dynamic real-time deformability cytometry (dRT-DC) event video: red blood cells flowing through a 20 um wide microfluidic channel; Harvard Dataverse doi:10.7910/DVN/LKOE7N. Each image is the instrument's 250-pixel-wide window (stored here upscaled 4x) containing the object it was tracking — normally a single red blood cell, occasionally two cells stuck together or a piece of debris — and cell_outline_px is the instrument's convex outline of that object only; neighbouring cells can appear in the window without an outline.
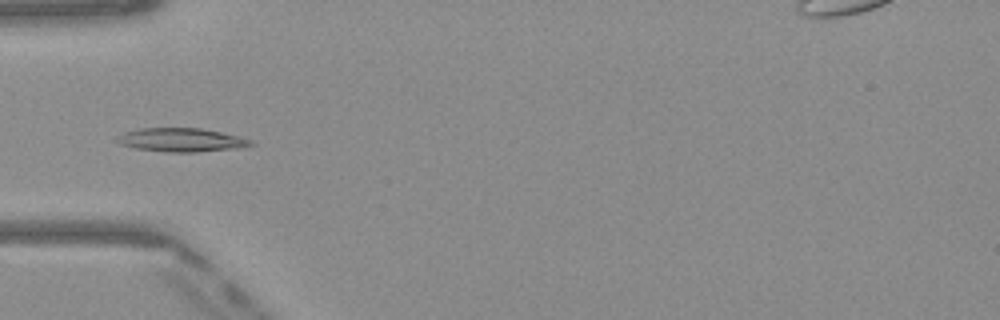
{"species": "Egyptian fruit bat (a non-hibernating species)", "species_latin": "Rousettus aegyptiacus", "temperature_condition": "warm", "stored_images_in_passage": 36, "camera_frame_rate_fps": 3000, "um_per_image_px": 0.085, "frame": {"image": 1, "passage_image": 3, "time_ms": 0.667, "image_size_px": [1000, 320], "cell_outline_px": [[256, 144], [240, 148], [196, 152], [164, 152], [136, 148], [120, 144], [116, 140], [116, 136], [124, 132], [140, 128], [200, 128], [220, 132], [252, 140]], "centroid_in_image_um": [15.4, 11.9], "position_along_channel_um": 69.6, "area_um2": 18.44}}
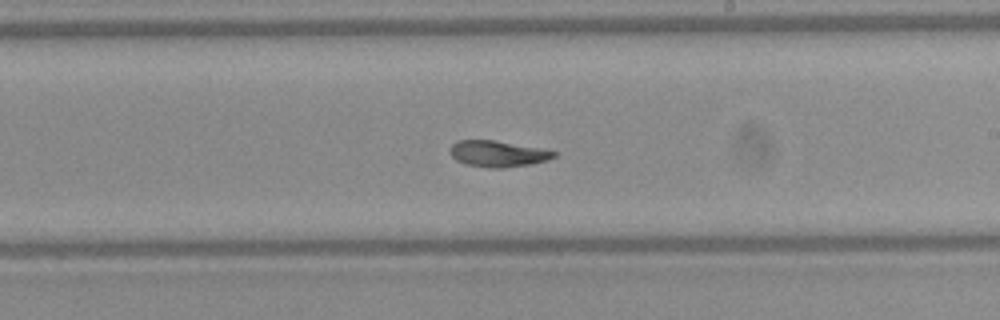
{"frame": {"image": 2, "passage_image": 16, "time_ms": 5.0, "image_size_px": [1000, 320], "cell_outline_px": [[556, 156], [548, 160], [528, 164], [504, 168], [492, 168], [464, 164], [456, 160], [448, 152], [448, 148], [456, 140], [496, 140], [556, 152]], "centroid_in_image_um": [42.22, 13.06], "position_along_channel_um": 246.8, "area_um2": 15.78}}
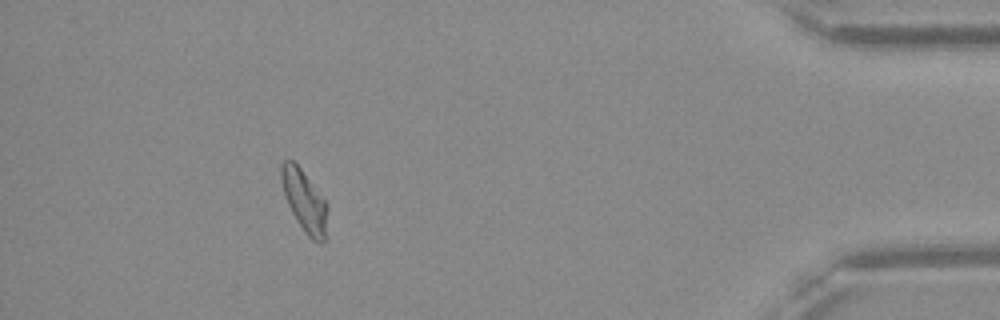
{"frame": {"image": 3, "passage_image": 32, "time_ms": 10.333, "image_size_px": [1000, 320], "cell_outline_px": [[328, 208], [324, 244], [320, 244], [312, 240], [304, 232], [292, 212], [288, 204], [284, 192], [280, 176], [280, 164], [284, 160], [292, 160], [300, 168], [328, 204]], "centroid_in_image_um": [25.89, 17.1], "position_along_channel_um": 409.3, "area_um2": 16.47}, "authors_computed_cell_mechanics": {"area_um2": 16.2418, "velocity_mm_per_s": 4.075, "shape_relaxation_time_tau1_ms": 8.203, "shape_relaxation_time_tau2_ms": 2.6062, "deformation_change_tau1": 0.2123, "deformation_change_tau2": 0.069}}